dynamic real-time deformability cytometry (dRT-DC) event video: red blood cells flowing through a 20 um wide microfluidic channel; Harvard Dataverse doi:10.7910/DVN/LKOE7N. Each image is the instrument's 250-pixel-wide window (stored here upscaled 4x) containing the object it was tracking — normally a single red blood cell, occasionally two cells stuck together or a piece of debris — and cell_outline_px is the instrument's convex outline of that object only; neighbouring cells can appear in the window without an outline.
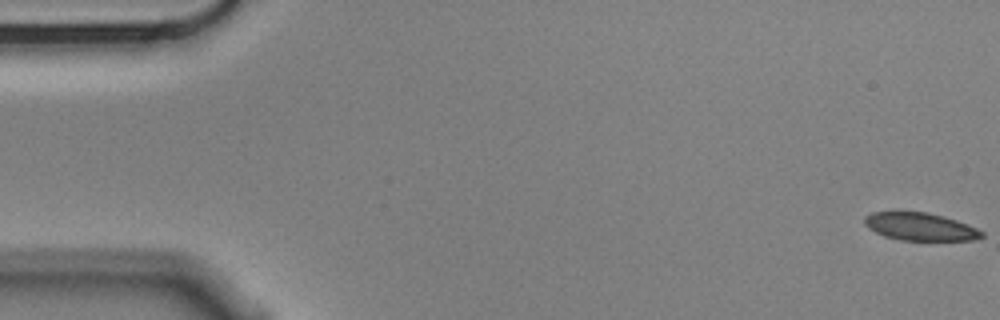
{"species": "Egyptian fruit bat (a non-hibernating species)", "species_latin": "Rousettus aegyptiacus", "temperature_condition": "cold", "stored_images_in_passage": 12, "camera_frame_rate_fps": 3000, "um_per_image_px": 0.085, "animal": {"sex": "male"}, "frame": {"image": 1, "passage_image": 1, "time_ms": 0.0, "image_size_px": [1000, 320], "cell_outline_px": [[984, 236], [972, 240], [900, 240], [884, 236], [868, 228], [864, 224], [864, 216], [872, 212], [928, 212], [944, 216], [968, 224], [984, 232]], "centroid_in_image_um": [78.21, 19.26], "position_along_channel_um": 6.8, "area_um2": 18.96}}